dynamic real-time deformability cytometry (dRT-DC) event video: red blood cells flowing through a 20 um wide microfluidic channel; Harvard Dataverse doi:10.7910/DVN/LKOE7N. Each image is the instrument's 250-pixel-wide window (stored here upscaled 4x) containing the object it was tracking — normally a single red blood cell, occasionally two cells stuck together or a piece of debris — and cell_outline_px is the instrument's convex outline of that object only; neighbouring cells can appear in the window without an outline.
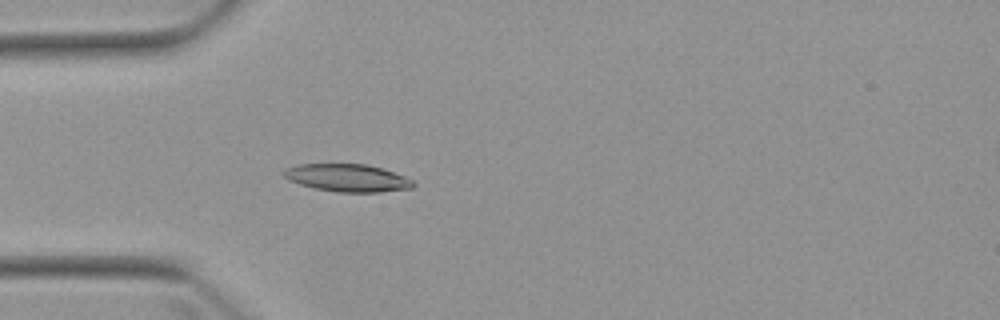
{"species": "Egyptian fruit bat (a non-hibernating species)", "species_latin": "Rousettus aegyptiacus", "temperature_condition": "warm", "stored_images_in_passage": 4, "camera_frame_rate_fps": 3000, "um_per_image_px": 0.085, "animal": {"sex": "female"}, "frame": {"image": 1, "passage_image": 4, "time_ms": 3.667, "image_size_px": [1000, 320], "cell_outline_px": [[416, 184], [412, 188], [380, 192], [340, 192], [316, 188], [300, 184], [288, 180], [280, 172], [284, 168], [300, 164], [368, 164], [404, 176], [412, 180]], "centroid_in_image_um": [29.5, 15.11], "position_along_channel_um": 55.5, "area_um2": 20.75}}